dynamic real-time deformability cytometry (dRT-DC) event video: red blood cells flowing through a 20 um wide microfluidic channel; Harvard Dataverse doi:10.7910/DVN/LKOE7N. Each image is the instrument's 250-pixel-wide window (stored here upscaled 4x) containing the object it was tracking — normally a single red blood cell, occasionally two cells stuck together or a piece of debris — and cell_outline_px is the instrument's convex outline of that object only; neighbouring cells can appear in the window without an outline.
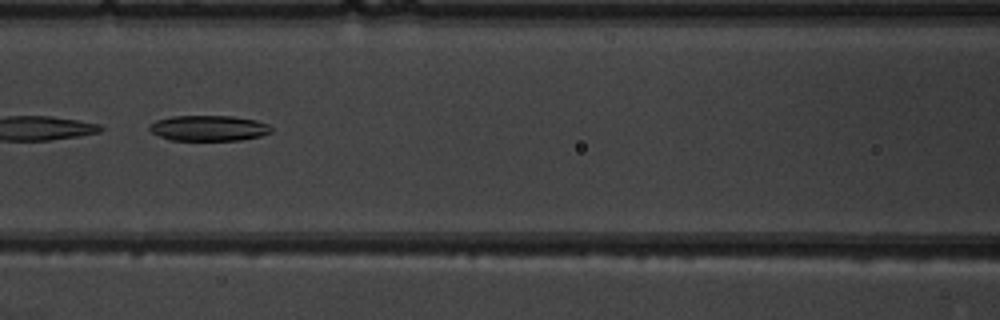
{"species": "common noctule bat (a hibernating species)", "species_latin": "Nyctalus noctula", "temperature_condition": "warm", "stored_images_in_passage": 3, "camera_frame_rate_fps": 3000, "um_per_image_px": 0.085, "animal": {"sex": "male", "body_mass_g": 19.5, "forearm_length_mm": 54.6}, "frame": {"image": 1, "passage_image": 3, "time_ms": 2.333, "image_size_px": [1000, 320], "cell_outline_px": [[272, 132], [260, 136], [240, 140], [168, 140], [152, 132], [148, 128], [156, 120], [172, 116], [232, 116], [256, 120], [268, 124], [272, 128]], "centroid_in_image_um": [17.76, 10.89], "position_along_channel_um": 148.8, "area_um2": 18.09}}